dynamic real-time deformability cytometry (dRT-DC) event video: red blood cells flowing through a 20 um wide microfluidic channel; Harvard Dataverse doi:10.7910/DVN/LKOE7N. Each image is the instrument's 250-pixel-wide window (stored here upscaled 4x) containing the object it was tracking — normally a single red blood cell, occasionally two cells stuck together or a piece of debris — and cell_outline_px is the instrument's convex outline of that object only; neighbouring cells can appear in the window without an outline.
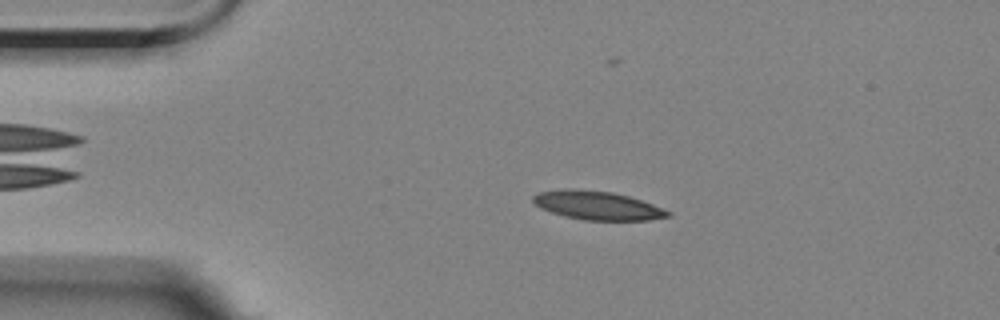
{"species": "Egyptian fruit bat (a non-hibernating species)", "species_latin": "Rousettus aegyptiacus", "temperature_condition": "room temperature", "stored_images_in_passage": 5, "camera_frame_rate_fps": 3000, "um_per_image_px": 0.085, "animal": {"sex": "female"}, "frame": {"image": 1, "passage_image": 3, "time_ms": 2.333, "image_size_px": [1000, 320], "cell_outline_px": [[672, 216], [648, 220], [584, 220], [564, 216], [540, 208], [532, 200], [532, 196], [540, 192], [564, 188], [572, 188], [612, 192], [628, 196], [652, 204], [672, 212]], "centroid_in_image_um": [50.77, 17.46], "position_along_channel_um": 34.2, "area_um2": 22.48}}